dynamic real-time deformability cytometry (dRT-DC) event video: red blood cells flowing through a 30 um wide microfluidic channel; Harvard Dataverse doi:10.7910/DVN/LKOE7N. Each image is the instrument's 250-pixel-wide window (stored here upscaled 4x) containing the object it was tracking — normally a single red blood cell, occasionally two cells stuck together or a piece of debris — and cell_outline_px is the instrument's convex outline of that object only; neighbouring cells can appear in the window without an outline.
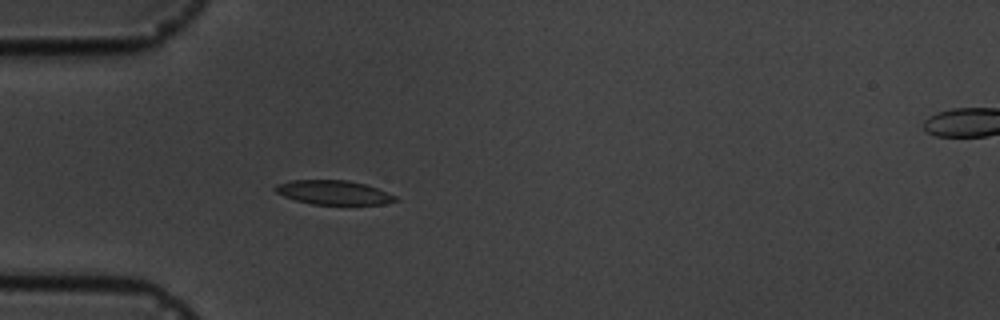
{"species": "common noctule bat (a hibernating species)", "species_latin": "Nyctalus noctula", "temperature_condition": "cold", "stored_images_in_passage": 2, "camera_frame_rate_fps": 3000, "um_per_image_px": 0.085, "animal": {"sex": "male", "body_mass_g": 19.5, "forearm_length_mm": 54.6}, "frame": {"image": 1, "passage_image": 1, "time_ms": 0.0, "image_size_px": [1000, 320], "cell_outline_px": [[400, 200], [384, 204], [312, 204], [296, 200], [284, 196], [276, 192], [272, 188], [276, 184], [292, 180], [348, 180], [364, 184], [388, 192], [396, 196]], "centroid_in_image_um": [28.35, 16.36], "position_along_channel_um": 56.6, "area_um2": 16.88}}